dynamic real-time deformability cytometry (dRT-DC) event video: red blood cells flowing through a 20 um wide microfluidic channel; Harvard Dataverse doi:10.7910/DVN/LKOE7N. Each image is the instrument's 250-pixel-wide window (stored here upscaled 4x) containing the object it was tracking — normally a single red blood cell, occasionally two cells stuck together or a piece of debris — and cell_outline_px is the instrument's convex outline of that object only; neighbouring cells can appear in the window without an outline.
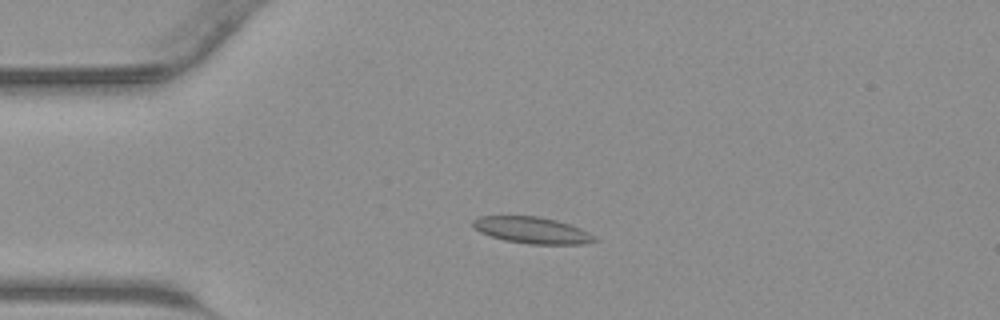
{"species": "common noctule bat (a hibernating species)", "species_latin": "Nyctalus noctula", "temperature_condition": "warm", "stored_images_in_passage": 43, "camera_frame_rate_fps": 3000, "um_per_image_px": 0.085, "animal": {"sex": "male", "body_mass_g": 23.1, "forearm_length_mm": 52.7}, "frame": {"image": 1, "passage_image": 10, "time_ms": 3.0, "image_size_px": [1000, 320], "cell_outline_px": [[600, 240], [580, 244], [528, 244], [504, 240], [480, 232], [472, 224], [472, 220], [480, 216], [536, 216], [556, 220], [580, 228], [588, 232]], "centroid_in_image_um": [45.23, 19.57], "position_along_channel_um": 39.8, "area_um2": 18.61}}
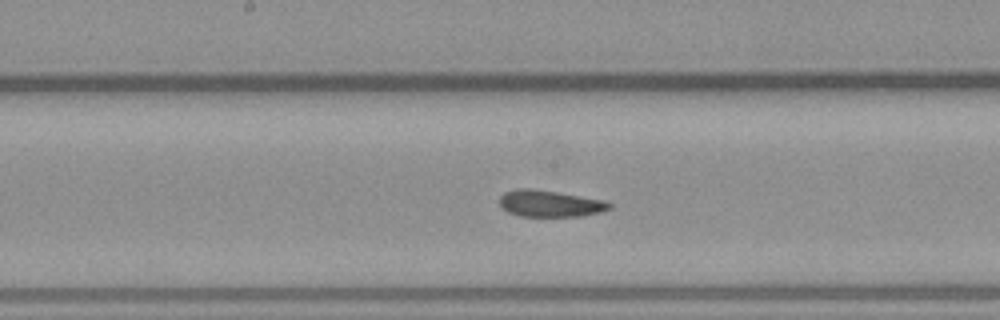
{"frame": {"image": 2, "passage_image": 22, "time_ms": 7.0, "image_size_px": [1000, 320], "cell_outline_px": [[612, 208], [600, 212], [580, 216], [520, 216], [508, 212], [500, 204], [500, 196], [504, 192], [516, 188], [532, 188], [556, 192], [600, 200], [612, 204]], "centroid_in_image_um": [46.7, 17.3], "position_along_channel_um": 201.5, "area_um2": 16.76}}
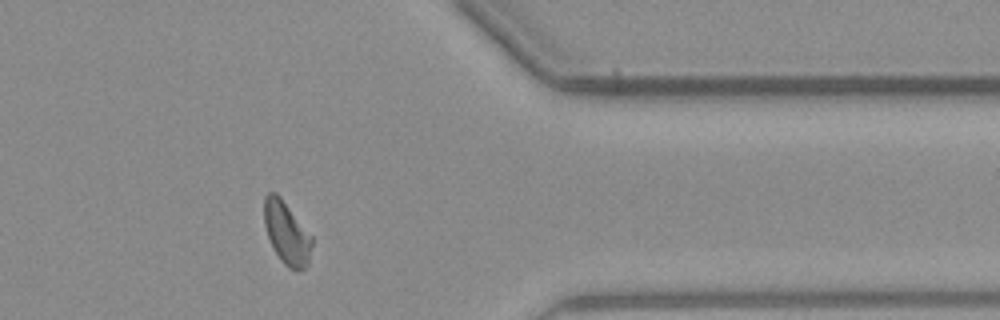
{"frame": {"image": 3, "passage_image": 35, "time_ms": 11.333, "image_size_px": [1000, 320], "cell_outline_px": [[312, 244], [308, 264], [304, 268], [288, 268], [280, 260], [272, 248], [264, 224], [264, 196], [268, 192], [276, 192], [280, 196], [312, 236]], "centroid_in_image_um": [24.34, 19.78], "position_along_channel_um": 387.1, "area_um2": 17.34}}